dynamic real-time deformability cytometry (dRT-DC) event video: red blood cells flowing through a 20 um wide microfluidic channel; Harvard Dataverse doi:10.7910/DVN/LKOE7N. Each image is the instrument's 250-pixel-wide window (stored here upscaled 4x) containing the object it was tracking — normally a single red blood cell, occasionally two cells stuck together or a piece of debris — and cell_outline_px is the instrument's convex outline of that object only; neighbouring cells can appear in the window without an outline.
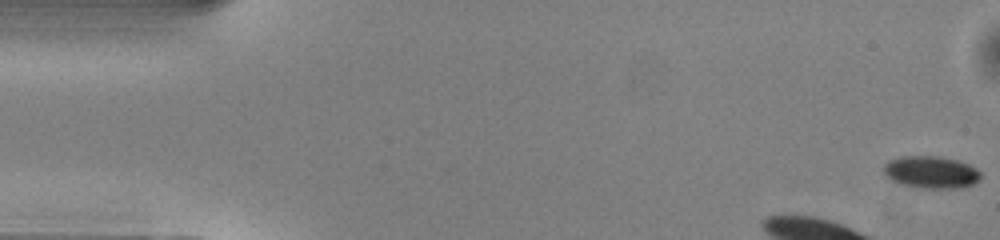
{"species": "common noctule bat (a hibernating species)", "species_latin": "Nyctalus noctula", "temperature_condition": "warm", "stored_images_in_passage": 12, "camera_frame_rate_fps": 3000, "um_per_image_px": 0.085, "animal": {"sex": "male", "body_mass_g": 13.0, "forearm_length_mm": 53.1}, "frame": {"image": 1, "passage_image": 1, "time_ms": 0.0, "image_size_px": [1000, 240], "cell_outline_px": [[980, 180], [964, 188], [920, 188], [904, 184], [892, 180], [884, 172], [884, 164], [888, 160], [900, 156], [940, 156], [960, 160], [976, 168], [980, 172]], "centroid_in_image_um": [79.17, 14.62], "position_along_channel_um": 5.8, "area_um2": 18.32}}